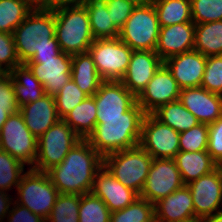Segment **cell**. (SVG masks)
<instances>
[{
    "label": "cell",
    "instance_id": "obj_1",
    "mask_svg": "<svg viewBox=\"0 0 222 222\" xmlns=\"http://www.w3.org/2000/svg\"><path fill=\"white\" fill-rule=\"evenodd\" d=\"M102 166L103 157L82 139L47 174L59 193L83 195L91 193L94 177Z\"/></svg>",
    "mask_w": 222,
    "mask_h": 222
},
{
    "label": "cell",
    "instance_id": "obj_2",
    "mask_svg": "<svg viewBox=\"0 0 222 222\" xmlns=\"http://www.w3.org/2000/svg\"><path fill=\"white\" fill-rule=\"evenodd\" d=\"M12 34L21 64L62 53L55 36L54 10L33 9Z\"/></svg>",
    "mask_w": 222,
    "mask_h": 222
},
{
    "label": "cell",
    "instance_id": "obj_3",
    "mask_svg": "<svg viewBox=\"0 0 222 222\" xmlns=\"http://www.w3.org/2000/svg\"><path fill=\"white\" fill-rule=\"evenodd\" d=\"M143 118H96L94 131L86 139L102 156L139 145Z\"/></svg>",
    "mask_w": 222,
    "mask_h": 222
},
{
    "label": "cell",
    "instance_id": "obj_4",
    "mask_svg": "<svg viewBox=\"0 0 222 222\" xmlns=\"http://www.w3.org/2000/svg\"><path fill=\"white\" fill-rule=\"evenodd\" d=\"M55 36L62 52L75 55L88 52L94 42L89 15L82 5L54 10Z\"/></svg>",
    "mask_w": 222,
    "mask_h": 222
},
{
    "label": "cell",
    "instance_id": "obj_5",
    "mask_svg": "<svg viewBox=\"0 0 222 222\" xmlns=\"http://www.w3.org/2000/svg\"><path fill=\"white\" fill-rule=\"evenodd\" d=\"M153 158L140 145L103 157V166L123 185L142 191Z\"/></svg>",
    "mask_w": 222,
    "mask_h": 222
},
{
    "label": "cell",
    "instance_id": "obj_6",
    "mask_svg": "<svg viewBox=\"0 0 222 222\" xmlns=\"http://www.w3.org/2000/svg\"><path fill=\"white\" fill-rule=\"evenodd\" d=\"M16 203L27 207L32 213L47 219L59 192L49 178L47 172L29 168L17 186Z\"/></svg>",
    "mask_w": 222,
    "mask_h": 222
},
{
    "label": "cell",
    "instance_id": "obj_7",
    "mask_svg": "<svg viewBox=\"0 0 222 222\" xmlns=\"http://www.w3.org/2000/svg\"><path fill=\"white\" fill-rule=\"evenodd\" d=\"M160 25L153 3L136 6L124 26L119 30L118 38L133 51H155Z\"/></svg>",
    "mask_w": 222,
    "mask_h": 222
},
{
    "label": "cell",
    "instance_id": "obj_8",
    "mask_svg": "<svg viewBox=\"0 0 222 222\" xmlns=\"http://www.w3.org/2000/svg\"><path fill=\"white\" fill-rule=\"evenodd\" d=\"M80 140L74 130L60 119L37 139V157L32 169L47 172L59 165Z\"/></svg>",
    "mask_w": 222,
    "mask_h": 222
},
{
    "label": "cell",
    "instance_id": "obj_9",
    "mask_svg": "<svg viewBox=\"0 0 222 222\" xmlns=\"http://www.w3.org/2000/svg\"><path fill=\"white\" fill-rule=\"evenodd\" d=\"M93 96L96 118H144L137 98L121 81H103Z\"/></svg>",
    "mask_w": 222,
    "mask_h": 222
},
{
    "label": "cell",
    "instance_id": "obj_10",
    "mask_svg": "<svg viewBox=\"0 0 222 222\" xmlns=\"http://www.w3.org/2000/svg\"><path fill=\"white\" fill-rule=\"evenodd\" d=\"M88 52L104 81H120L126 74L133 50L117 37L94 40Z\"/></svg>",
    "mask_w": 222,
    "mask_h": 222
},
{
    "label": "cell",
    "instance_id": "obj_11",
    "mask_svg": "<svg viewBox=\"0 0 222 222\" xmlns=\"http://www.w3.org/2000/svg\"><path fill=\"white\" fill-rule=\"evenodd\" d=\"M0 149L33 168L37 157V138L25 125L22 114H11L0 132Z\"/></svg>",
    "mask_w": 222,
    "mask_h": 222
},
{
    "label": "cell",
    "instance_id": "obj_12",
    "mask_svg": "<svg viewBox=\"0 0 222 222\" xmlns=\"http://www.w3.org/2000/svg\"><path fill=\"white\" fill-rule=\"evenodd\" d=\"M179 136V132L162 123L153 114H145L139 145L153 159H174L180 151Z\"/></svg>",
    "mask_w": 222,
    "mask_h": 222
},
{
    "label": "cell",
    "instance_id": "obj_13",
    "mask_svg": "<svg viewBox=\"0 0 222 222\" xmlns=\"http://www.w3.org/2000/svg\"><path fill=\"white\" fill-rule=\"evenodd\" d=\"M184 185L174 159H153L139 197L155 204Z\"/></svg>",
    "mask_w": 222,
    "mask_h": 222
},
{
    "label": "cell",
    "instance_id": "obj_14",
    "mask_svg": "<svg viewBox=\"0 0 222 222\" xmlns=\"http://www.w3.org/2000/svg\"><path fill=\"white\" fill-rule=\"evenodd\" d=\"M187 186L191 191L196 219H202L222 211L220 209L222 203V171L219 166L212 172L190 182Z\"/></svg>",
    "mask_w": 222,
    "mask_h": 222
},
{
    "label": "cell",
    "instance_id": "obj_15",
    "mask_svg": "<svg viewBox=\"0 0 222 222\" xmlns=\"http://www.w3.org/2000/svg\"><path fill=\"white\" fill-rule=\"evenodd\" d=\"M180 88L169 69L162 64L137 97L145 114H152L160 106L179 99Z\"/></svg>",
    "mask_w": 222,
    "mask_h": 222
},
{
    "label": "cell",
    "instance_id": "obj_16",
    "mask_svg": "<svg viewBox=\"0 0 222 222\" xmlns=\"http://www.w3.org/2000/svg\"><path fill=\"white\" fill-rule=\"evenodd\" d=\"M27 65L42 83L45 94L55 96L71 79L72 55L64 52L54 58L31 59Z\"/></svg>",
    "mask_w": 222,
    "mask_h": 222
},
{
    "label": "cell",
    "instance_id": "obj_17",
    "mask_svg": "<svg viewBox=\"0 0 222 222\" xmlns=\"http://www.w3.org/2000/svg\"><path fill=\"white\" fill-rule=\"evenodd\" d=\"M91 193L99 197L110 212L122 210L139 198V194L119 182L104 166L94 177Z\"/></svg>",
    "mask_w": 222,
    "mask_h": 222
},
{
    "label": "cell",
    "instance_id": "obj_18",
    "mask_svg": "<svg viewBox=\"0 0 222 222\" xmlns=\"http://www.w3.org/2000/svg\"><path fill=\"white\" fill-rule=\"evenodd\" d=\"M207 57L191 50L167 58L163 64L169 69L180 89L199 87L205 71Z\"/></svg>",
    "mask_w": 222,
    "mask_h": 222
},
{
    "label": "cell",
    "instance_id": "obj_19",
    "mask_svg": "<svg viewBox=\"0 0 222 222\" xmlns=\"http://www.w3.org/2000/svg\"><path fill=\"white\" fill-rule=\"evenodd\" d=\"M162 64L163 60L155 51H133L120 81L137 98Z\"/></svg>",
    "mask_w": 222,
    "mask_h": 222
},
{
    "label": "cell",
    "instance_id": "obj_20",
    "mask_svg": "<svg viewBox=\"0 0 222 222\" xmlns=\"http://www.w3.org/2000/svg\"><path fill=\"white\" fill-rule=\"evenodd\" d=\"M178 100L200 123L209 125L222 116V96L201 86L181 89Z\"/></svg>",
    "mask_w": 222,
    "mask_h": 222
},
{
    "label": "cell",
    "instance_id": "obj_21",
    "mask_svg": "<svg viewBox=\"0 0 222 222\" xmlns=\"http://www.w3.org/2000/svg\"><path fill=\"white\" fill-rule=\"evenodd\" d=\"M194 36V22L160 27L155 52L165 61L171 56L194 50Z\"/></svg>",
    "mask_w": 222,
    "mask_h": 222
},
{
    "label": "cell",
    "instance_id": "obj_22",
    "mask_svg": "<svg viewBox=\"0 0 222 222\" xmlns=\"http://www.w3.org/2000/svg\"><path fill=\"white\" fill-rule=\"evenodd\" d=\"M155 222L195 220V209L189 187L184 185L154 204Z\"/></svg>",
    "mask_w": 222,
    "mask_h": 222
},
{
    "label": "cell",
    "instance_id": "obj_23",
    "mask_svg": "<svg viewBox=\"0 0 222 222\" xmlns=\"http://www.w3.org/2000/svg\"><path fill=\"white\" fill-rule=\"evenodd\" d=\"M19 112L23 116L25 125L37 139L60 120L55 97L49 94H44L40 99L21 106Z\"/></svg>",
    "mask_w": 222,
    "mask_h": 222
},
{
    "label": "cell",
    "instance_id": "obj_24",
    "mask_svg": "<svg viewBox=\"0 0 222 222\" xmlns=\"http://www.w3.org/2000/svg\"><path fill=\"white\" fill-rule=\"evenodd\" d=\"M177 168L185 185L197 180L218 167L211 155L205 151H179L174 157Z\"/></svg>",
    "mask_w": 222,
    "mask_h": 222
},
{
    "label": "cell",
    "instance_id": "obj_25",
    "mask_svg": "<svg viewBox=\"0 0 222 222\" xmlns=\"http://www.w3.org/2000/svg\"><path fill=\"white\" fill-rule=\"evenodd\" d=\"M71 79L87 96H93L104 81L89 52L72 55Z\"/></svg>",
    "mask_w": 222,
    "mask_h": 222
},
{
    "label": "cell",
    "instance_id": "obj_26",
    "mask_svg": "<svg viewBox=\"0 0 222 222\" xmlns=\"http://www.w3.org/2000/svg\"><path fill=\"white\" fill-rule=\"evenodd\" d=\"M10 74L13 77V86L18 102V108L40 99L45 94L44 87L34 76L27 64L16 66Z\"/></svg>",
    "mask_w": 222,
    "mask_h": 222
},
{
    "label": "cell",
    "instance_id": "obj_27",
    "mask_svg": "<svg viewBox=\"0 0 222 222\" xmlns=\"http://www.w3.org/2000/svg\"><path fill=\"white\" fill-rule=\"evenodd\" d=\"M92 36L98 39H113L119 35V30L111 21L110 13L107 9V0H85Z\"/></svg>",
    "mask_w": 222,
    "mask_h": 222
},
{
    "label": "cell",
    "instance_id": "obj_28",
    "mask_svg": "<svg viewBox=\"0 0 222 222\" xmlns=\"http://www.w3.org/2000/svg\"><path fill=\"white\" fill-rule=\"evenodd\" d=\"M96 113L94 96H87L63 120L81 139H87L96 126Z\"/></svg>",
    "mask_w": 222,
    "mask_h": 222
},
{
    "label": "cell",
    "instance_id": "obj_29",
    "mask_svg": "<svg viewBox=\"0 0 222 222\" xmlns=\"http://www.w3.org/2000/svg\"><path fill=\"white\" fill-rule=\"evenodd\" d=\"M194 50L206 57L222 55V20L195 24Z\"/></svg>",
    "mask_w": 222,
    "mask_h": 222
},
{
    "label": "cell",
    "instance_id": "obj_30",
    "mask_svg": "<svg viewBox=\"0 0 222 222\" xmlns=\"http://www.w3.org/2000/svg\"><path fill=\"white\" fill-rule=\"evenodd\" d=\"M162 123L177 132H183L198 125V119L179 100L160 106L152 113Z\"/></svg>",
    "mask_w": 222,
    "mask_h": 222
},
{
    "label": "cell",
    "instance_id": "obj_31",
    "mask_svg": "<svg viewBox=\"0 0 222 222\" xmlns=\"http://www.w3.org/2000/svg\"><path fill=\"white\" fill-rule=\"evenodd\" d=\"M160 27L193 22L190 0H153Z\"/></svg>",
    "mask_w": 222,
    "mask_h": 222
},
{
    "label": "cell",
    "instance_id": "obj_32",
    "mask_svg": "<svg viewBox=\"0 0 222 222\" xmlns=\"http://www.w3.org/2000/svg\"><path fill=\"white\" fill-rule=\"evenodd\" d=\"M32 11L25 0H0V32L13 33Z\"/></svg>",
    "mask_w": 222,
    "mask_h": 222
},
{
    "label": "cell",
    "instance_id": "obj_33",
    "mask_svg": "<svg viewBox=\"0 0 222 222\" xmlns=\"http://www.w3.org/2000/svg\"><path fill=\"white\" fill-rule=\"evenodd\" d=\"M110 222H155L154 204L139 197L126 208L111 212Z\"/></svg>",
    "mask_w": 222,
    "mask_h": 222
},
{
    "label": "cell",
    "instance_id": "obj_34",
    "mask_svg": "<svg viewBox=\"0 0 222 222\" xmlns=\"http://www.w3.org/2000/svg\"><path fill=\"white\" fill-rule=\"evenodd\" d=\"M81 195L60 193L46 222H78Z\"/></svg>",
    "mask_w": 222,
    "mask_h": 222
},
{
    "label": "cell",
    "instance_id": "obj_35",
    "mask_svg": "<svg viewBox=\"0 0 222 222\" xmlns=\"http://www.w3.org/2000/svg\"><path fill=\"white\" fill-rule=\"evenodd\" d=\"M107 205L92 193L81 195L78 222H110Z\"/></svg>",
    "mask_w": 222,
    "mask_h": 222
},
{
    "label": "cell",
    "instance_id": "obj_36",
    "mask_svg": "<svg viewBox=\"0 0 222 222\" xmlns=\"http://www.w3.org/2000/svg\"><path fill=\"white\" fill-rule=\"evenodd\" d=\"M25 165L6 151L0 149V190L9 191L17 188L24 172Z\"/></svg>",
    "mask_w": 222,
    "mask_h": 222
},
{
    "label": "cell",
    "instance_id": "obj_37",
    "mask_svg": "<svg viewBox=\"0 0 222 222\" xmlns=\"http://www.w3.org/2000/svg\"><path fill=\"white\" fill-rule=\"evenodd\" d=\"M54 97L58 116L60 119H63L87 95L70 79Z\"/></svg>",
    "mask_w": 222,
    "mask_h": 222
},
{
    "label": "cell",
    "instance_id": "obj_38",
    "mask_svg": "<svg viewBox=\"0 0 222 222\" xmlns=\"http://www.w3.org/2000/svg\"><path fill=\"white\" fill-rule=\"evenodd\" d=\"M208 146V125L199 123L189 130L180 132V151L197 152L205 151Z\"/></svg>",
    "mask_w": 222,
    "mask_h": 222
},
{
    "label": "cell",
    "instance_id": "obj_39",
    "mask_svg": "<svg viewBox=\"0 0 222 222\" xmlns=\"http://www.w3.org/2000/svg\"><path fill=\"white\" fill-rule=\"evenodd\" d=\"M195 24L222 20V0H190Z\"/></svg>",
    "mask_w": 222,
    "mask_h": 222
},
{
    "label": "cell",
    "instance_id": "obj_40",
    "mask_svg": "<svg viewBox=\"0 0 222 222\" xmlns=\"http://www.w3.org/2000/svg\"><path fill=\"white\" fill-rule=\"evenodd\" d=\"M201 87L222 96V55L207 57Z\"/></svg>",
    "mask_w": 222,
    "mask_h": 222
},
{
    "label": "cell",
    "instance_id": "obj_41",
    "mask_svg": "<svg viewBox=\"0 0 222 222\" xmlns=\"http://www.w3.org/2000/svg\"><path fill=\"white\" fill-rule=\"evenodd\" d=\"M20 64L13 34L0 32V65L10 73Z\"/></svg>",
    "mask_w": 222,
    "mask_h": 222
},
{
    "label": "cell",
    "instance_id": "obj_42",
    "mask_svg": "<svg viewBox=\"0 0 222 222\" xmlns=\"http://www.w3.org/2000/svg\"><path fill=\"white\" fill-rule=\"evenodd\" d=\"M207 152L218 165L222 163V116L208 125Z\"/></svg>",
    "mask_w": 222,
    "mask_h": 222
},
{
    "label": "cell",
    "instance_id": "obj_43",
    "mask_svg": "<svg viewBox=\"0 0 222 222\" xmlns=\"http://www.w3.org/2000/svg\"><path fill=\"white\" fill-rule=\"evenodd\" d=\"M134 6L125 0H107V9L114 26L120 30L132 14Z\"/></svg>",
    "mask_w": 222,
    "mask_h": 222
},
{
    "label": "cell",
    "instance_id": "obj_44",
    "mask_svg": "<svg viewBox=\"0 0 222 222\" xmlns=\"http://www.w3.org/2000/svg\"><path fill=\"white\" fill-rule=\"evenodd\" d=\"M0 107H7L11 114L19 111L13 86V77L10 73L0 78Z\"/></svg>",
    "mask_w": 222,
    "mask_h": 222
},
{
    "label": "cell",
    "instance_id": "obj_45",
    "mask_svg": "<svg viewBox=\"0 0 222 222\" xmlns=\"http://www.w3.org/2000/svg\"><path fill=\"white\" fill-rule=\"evenodd\" d=\"M13 207L8 213L7 222H46L41 216L32 213L27 207H24L14 201Z\"/></svg>",
    "mask_w": 222,
    "mask_h": 222
},
{
    "label": "cell",
    "instance_id": "obj_46",
    "mask_svg": "<svg viewBox=\"0 0 222 222\" xmlns=\"http://www.w3.org/2000/svg\"><path fill=\"white\" fill-rule=\"evenodd\" d=\"M85 0H49V10H56L62 7L82 5Z\"/></svg>",
    "mask_w": 222,
    "mask_h": 222
},
{
    "label": "cell",
    "instance_id": "obj_47",
    "mask_svg": "<svg viewBox=\"0 0 222 222\" xmlns=\"http://www.w3.org/2000/svg\"><path fill=\"white\" fill-rule=\"evenodd\" d=\"M33 9L49 10V0H25Z\"/></svg>",
    "mask_w": 222,
    "mask_h": 222
},
{
    "label": "cell",
    "instance_id": "obj_48",
    "mask_svg": "<svg viewBox=\"0 0 222 222\" xmlns=\"http://www.w3.org/2000/svg\"><path fill=\"white\" fill-rule=\"evenodd\" d=\"M11 113L8 111L7 107H0V132L2 129V126L7 121Z\"/></svg>",
    "mask_w": 222,
    "mask_h": 222
},
{
    "label": "cell",
    "instance_id": "obj_49",
    "mask_svg": "<svg viewBox=\"0 0 222 222\" xmlns=\"http://www.w3.org/2000/svg\"><path fill=\"white\" fill-rule=\"evenodd\" d=\"M202 222H222V211L217 212L213 215L204 217L201 219Z\"/></svg>",
    "mask_w": 222,
    "mask_h": 222
},
{
    "label": "cell",
    "instance_id": "obj_50",
    "mask_svg": "<svg viewBox=\"0 0 222 222\" xmlns=\"http://www.w3.org/2000/svg\"><path fill=\"white\" fill-rule=\"evenodd\" d=\"M132 3L134 6H144L152 3L153 0H125Z\"/></svg>",
    "mask_w": 222,
    "mask_h": 222
},
{
    "label": "cell",
    "instance_id": "obj_51",
    "mask_svg": "<svg viewBox=\"0 0 222 222\" xmlns=\"http://www.w3.org/2000/svg\"><path fill=\"white\" fill-rule=\"evenodd\" d=\"M9 72L0 65V78H3L6 74H8Z\"/></svg>",
    "mask_w": 222,
    "mask_h": 222
},
{
    "label": "cell",
    "instance_id": "obj_52",
    "mask_svg": "<svg viewBox=\"0 0 222 222\" xmlns=\"http://www.w3.org/2000/svg\"><path fill=\"white\" fill-rule=\"evenodd\" d=\"M187 222H202L201 219H195V220H190V221H187Z\"/></svg>",
    "mask_w": 222,
    "mask_h": 222
},
{
    "label": "cell",
    "instance_id": "obj_53",
    "mask_svg": "<svg viewBox=\"0 0 222 222\" xmlns=\"http://www.w3.org/2000/svg\"><path fill=\"white\" fill-rule=\"evenodd\" d=\"M218 166L221 168V171H222V163H221V164H219Z\"/></svg>",
    "mask_w": 222,
    "mask_h": 222
}]
</instances>
